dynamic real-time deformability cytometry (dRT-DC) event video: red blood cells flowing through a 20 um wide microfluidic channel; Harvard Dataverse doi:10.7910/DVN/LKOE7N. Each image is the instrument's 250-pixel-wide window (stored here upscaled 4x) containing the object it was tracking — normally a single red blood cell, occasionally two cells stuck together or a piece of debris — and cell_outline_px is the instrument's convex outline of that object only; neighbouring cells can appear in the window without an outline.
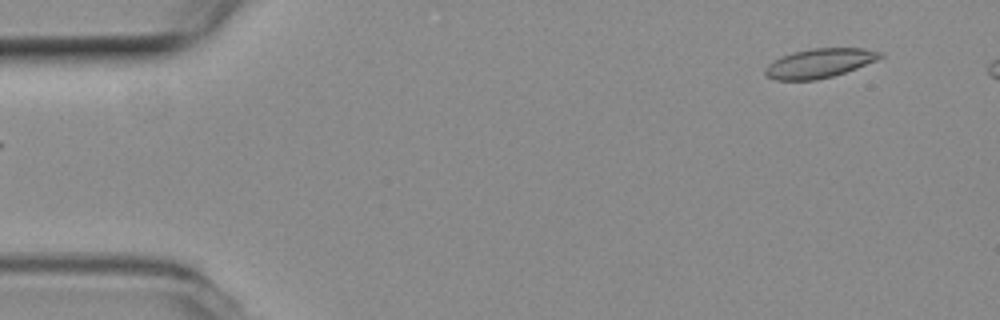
{"species": "common noctule bat (a hibernating species)", "species_latin": "Nyctalus noctula", "temperature_condition": "room temperature", "stored_images_in_passage": 46, "camera_frame_rate_fps": 3000, "um_per_image_px": 0.085, "animal": {"sex": "female", "body_mass_g": 19.3, "forearm_length_mm": 54.1}, "frame": {"image": 1, "passage_image": 1, "time_ms": 0.0, "image_size_px": [1000, 320], "cell_outline_px": [[884, 56], [876, 60], [856, 68], [832, 76], [816, 80], [776, 80], [768, 76], [764, 72], [764, 68], [772, 60], [780, 56], [792, 52], [812, 48], [864, 48], [884, 52]], "centroid_in_image_um": [69.64, 5.36], "position_along_channel_um": 15.4, "area_um2": 19.65}}
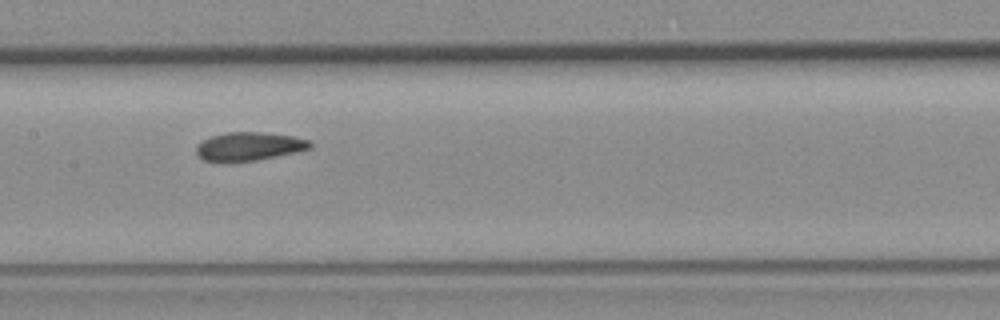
{"frame": {"image": 2, "passage_image": 23, "time_ms": 7.333, "image_size_px": [1000, 320], "cell_outline_px": [[312, 148], [296, 152], [256, 160], [228, 164], [224, 164], [204, 160], [196, 156], [196, 148], [204, 140], [212, 136], [228, 132], [260, 132], [292, 136], [312, 140]], "centroid_in_image_um": [21.15, 12.48], "position_along_channel_um": 186.2, "area_um2": 19.25}}
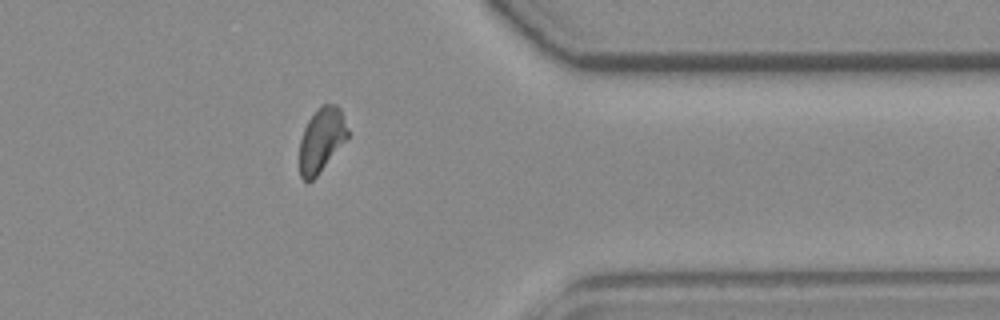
{"frame": {"image": 3, "passage_image": 40, "time_ms": 13.0, "image_size_px": [1000, 320], "cell_outline_px": [[348, 136], [316, 176], [308, 184], [300, 176], [300, 140], [304, 128], [308, 120], [324, 104], [336, 104], [340, 108], [348, 128]], "centroid_in_image_um": [27.31, 11.89], "position_along_channel_um": 384.1, "area_um2": 17.57}}